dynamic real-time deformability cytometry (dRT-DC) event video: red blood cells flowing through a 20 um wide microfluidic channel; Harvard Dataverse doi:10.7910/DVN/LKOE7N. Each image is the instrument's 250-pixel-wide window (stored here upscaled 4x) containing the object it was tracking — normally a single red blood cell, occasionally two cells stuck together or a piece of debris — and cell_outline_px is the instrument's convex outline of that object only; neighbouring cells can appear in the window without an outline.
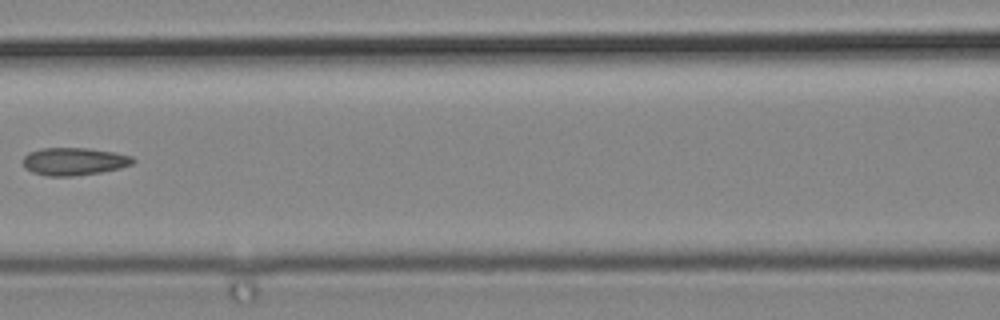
{"species": "common noctule bat (a hibernating species)", "species_latin": "Nyctalus noctula", "temperature_condition": "cold", "stored_images_in_passage": 6, "camera_frame_rate_fps": 3000, "um_per_image_px": 0.085, "animal": {"sex": "male", "body_mass_g": 19.2, "forearm_length_mm": 51.8}, "frame": {"image": 1, "passage_image": 6, "time_ms": 1.667, "image_size_px": [1000, 320], "cell_outline_px": [[136, 160], [132, 164], [120, 168], [100, 172], [72, 176], [48, 176], [32, 172], [24, 168], [24, 156], [28, 152], [40, 148], [88, 148], [112, 152], [132, 156]], "centroid_in_image_um": [6.28, 13.72], "position_along_channel_um": 160.3, "area_um2": 17.69}}